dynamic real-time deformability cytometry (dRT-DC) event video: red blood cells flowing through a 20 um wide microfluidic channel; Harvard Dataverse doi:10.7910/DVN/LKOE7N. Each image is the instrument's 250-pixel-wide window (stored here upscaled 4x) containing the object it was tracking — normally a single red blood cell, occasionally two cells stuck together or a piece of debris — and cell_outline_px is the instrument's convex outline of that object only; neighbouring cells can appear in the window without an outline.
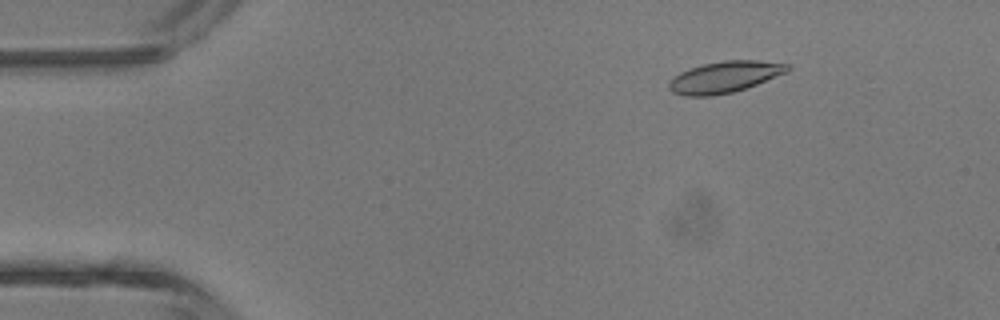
{"species": "common noctule bat (a hibernating species)", "species_latin": "Nyctalus noctula", "temperature_condition": "room temperature", "stored_images_in_passage": 4, "camera_frame_rate_fps": 3000, "um_per_image_px": 0.085, "animal": {"sex": "male", "body_mass_g": 13.3}, "frame": {"image": 1, "passage_image": 2, "time_ms": 2.0, "image_size_px": [1000, 320], "cell_outline_px": [[792, 68], [788, 72], [756, 84], [732, 92], [712, 96], [684, 96], [672, 92], [668, 88], [668, 84], [680, 72], [704, 64], [724, 60], [756, 60], [792, 64]], "centroid_in_image_um": [61.64, 6.54], "position_along_channel_um": 23.4, "area_um2": 21.56}}
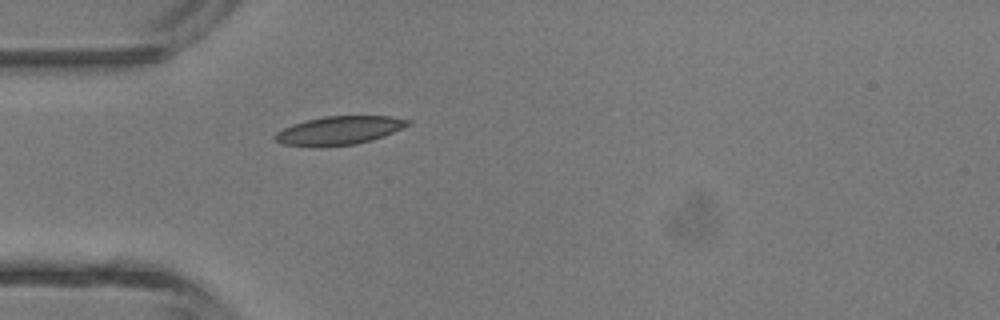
{"frame": {"image": 2, "passage_image": 4, "time_ms": 4.333, "image_size_px": [1000, 320], "cell_outline_px": [[412, 124], [384, 136], [372, 140], [356, 144], [284, 144], [276, 140], [272, 136], [276, 132], [292, 124], [324, 116], [392, 116], [412, 120]], "centroid_in_image_um": [28.93, 11.04], "position_along_channel_um": 56.1, "area_um2": 21.33}}